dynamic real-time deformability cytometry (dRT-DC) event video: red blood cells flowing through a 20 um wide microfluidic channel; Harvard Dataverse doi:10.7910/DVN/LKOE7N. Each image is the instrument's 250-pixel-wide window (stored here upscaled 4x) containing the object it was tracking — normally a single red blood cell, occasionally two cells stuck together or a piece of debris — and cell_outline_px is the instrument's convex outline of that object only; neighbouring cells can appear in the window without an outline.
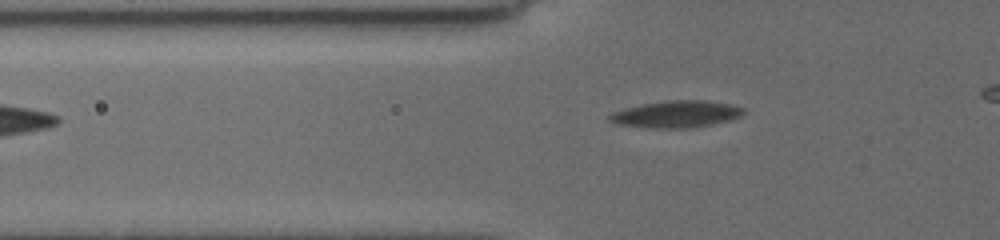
{"species": "common noctule bat (a hibernating species)", "species_latin": "Nyctalus noctula", "temperature_condition": "cold", "stored_images_in_passage": 30, "camera_frame_rate_fps": 3000, "um_per_image_px": 0.085, "animal": {"sex": "female", "body_mass_g": 19.5, "forearm_length_mm": 54.1}, "frame": {"image": 1, "passage_image": 6, "time_ms": 2.0, "image_size_px": [1000, 240], "cell_outline_px": [[744, 112], [740, 116], [728, 120], [712, 124], [692, 128], [652, 128], [616, 124], [608, 120], [608, 116], [612, 112], [624, 108], [644, 104], [668, 100], [704, 100], [732, 104], [744, 108]], "centroid_in_image_um": [57.47, 9.7], "position_along_channel_um": 68.3, "area_um2": 20.98}}
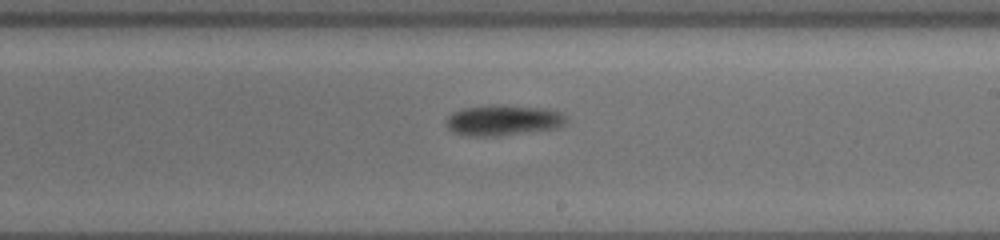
{"frame": {"image": 2, "passage_image": 17, "time_ms": 7.0, "image_size_px": [1000, 240], "cell_outline_px": [[564, 124], [556, 128], [500, 136], [468, 136], [452, 132], [448, 128], [444, 120], [452, 112], [464, 108], [496, 104], [500, 104], [548, 108], [560, 112], [564, 116]], "centroid_in_image_um": [42.72, 10.21], "position_along_channel_um": 246.3, "area_um2": 21.62}}
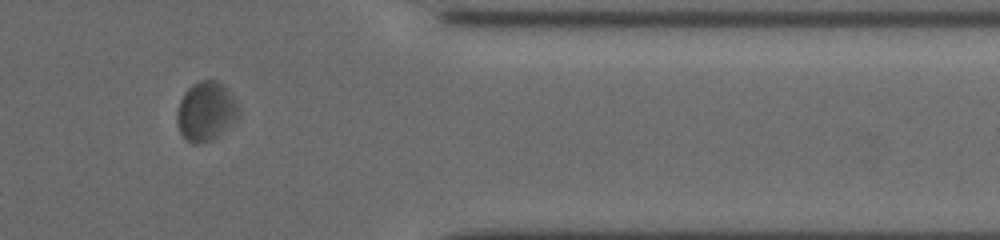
{"frame": {"image": 3, "passage_image": 27, "time_ms": 11.333, "image_size_px": [1000, 240], "cell_outline_px": [[240, 112], [216, 136], [200, 144], [192, 144], [180, 132], [176, 120], [176, 112], [180, 100], [184, 92], [192, 84], [200, 80], [216, 80], [224, 84], [228, 88]], "centroid_in_image_um": [17.45, 9.41], "position_along_channel_um": 394.0, "area_um2": 20.81}}